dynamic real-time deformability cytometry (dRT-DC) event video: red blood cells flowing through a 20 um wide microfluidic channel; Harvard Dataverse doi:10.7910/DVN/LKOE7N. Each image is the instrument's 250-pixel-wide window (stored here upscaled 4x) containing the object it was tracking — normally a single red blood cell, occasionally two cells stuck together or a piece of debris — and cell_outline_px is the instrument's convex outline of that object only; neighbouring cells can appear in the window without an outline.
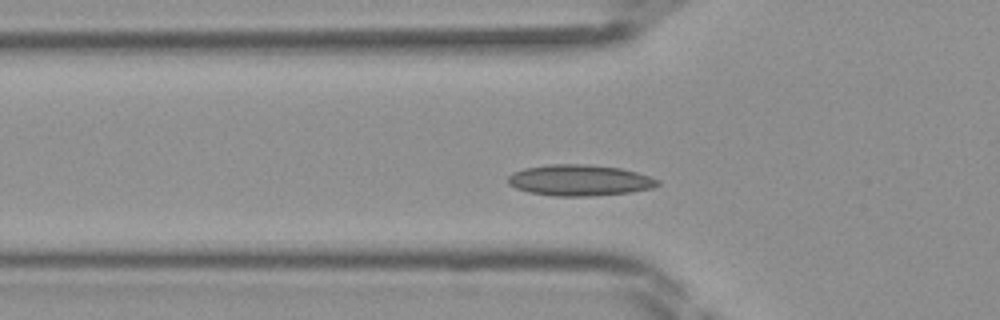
{"species": "Egyptian fruit bat (a non-hibernating species)", "species_latin": "Rousettus aegyptiacus", "temperature_condition": "room temperature", "stored_images_in_passage": 38, "camera_frame_rate_fps": 3000, "um_per_image_px": 0.085, "frame": {"image": 1, "passage_image": 8, "time_ms": 2.333, "image_size_px": [1000, 320], "cell_outline_px": [[660, 184], [652, 188], [632, 192], [588, 196], [556, 196], [528, 192], [516, 188], [508, 184], [508, 176], [512, 172], [524, 168], [548, 164], [584, 164], [620, 168], [636, 172], [660, 180]], "centroid_in_image_um": [49.24, 15.32], "position_along_channel_um": 76.6, "area_um2": 27.11}}
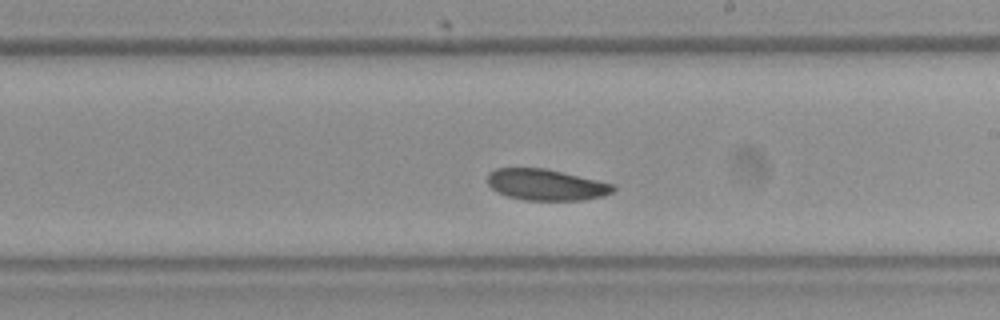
{"frame": {"image": 2, "passage_image": 19, "time_ms": 6.0, "image_size_px": [1000, 320], "cell_outline_px": [[616, 188], [612, 192], [604, 196], [580, 200], [524, 200], [508, 196], [496, 192], [488, 184], [488, 172], [496, 168], [544, 168], [616, 184]], "centroid_in_image_um": [46.42, 15.7], "position_along_channel_um": 242.6, "area_um2": 22.89}}
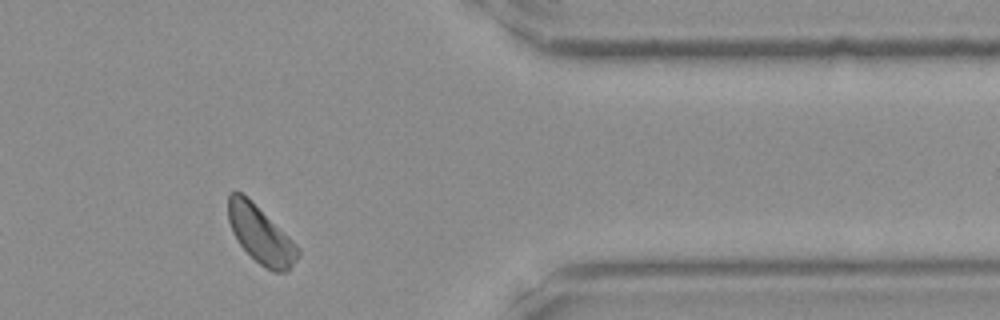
{"frame": {"image": 3, "passage_image": 30, "time_ms": 9.667, "image_size_px": [1000, 320], "cell_outline_px": [[300, 252], [296, 260], [288, 272], [272, 272], [264, 268], [240, 244], [232, 232], [228, 220], [228, 192], [240, 192], [288, 236], [300, 248]], "centroid_in_image_um": [22.15, 20.0], "position_along_channel_um": 389.2, "area_um2": 22.66}}